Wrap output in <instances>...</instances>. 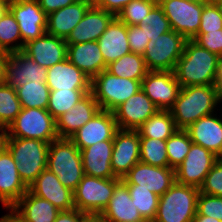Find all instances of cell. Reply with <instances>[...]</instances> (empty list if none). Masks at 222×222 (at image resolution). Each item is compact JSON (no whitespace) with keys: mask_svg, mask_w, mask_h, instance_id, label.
<instances>
[{"mask_svg":"<svg viewBox=\"0 0 222 222\" xmlns=\"http://www.w3.org/2000/svg\"><path fill=\"white\" fill-rule=\"evenodd\" d=\"M140 161V134L137 130L119 129L113 139L111 169L122 178Z\"/></svg>","mask_w":222,"mask_h":222,"instance_id":"cell-16","label":"cell"},{"mask_svg":"<svg viewBox=\"0 0 222 222\" xmlns=\"http://www.w3.org/2000/svg\"><path fill=\"white\" fill-rule=\"evenodd\" d=\"M159 109L140 89L114 111L115 120L121 130H137Z\"/></svg>","mask_w":222,"mask_h":222,"instance_id":"cell-18","label":"cell"},{"mask_svg":"<svg viewBox=\"0 0 222 222\" xmlns=\"http://www.w3.org/2000/svg\"><path fill=\"white\" fill-rule=\"evenodd\" d=\"M26 222H54L60 210L29 190L13 206Z\"/></svg>","mask_w":222,"mask_h":222,"instance_id":"cell-31","label":"cell"},{"mask_svg":"<svg viewBox=\"0 0 222 222\" xmlns=\"http://www.w3.org/2000/svg\"><path fill=\"white\" fill-rule=\"evenodd\" d=\"M192 143L189 134L183 129H177L176 132L166 140L169 168L175 169L183 162Z\"/></svg>","mask_w":222,"mask_h":222,"instance_id":"cell-40","label":"cell"},{"mask_svg":"<svg viewBox=\"0 0 222 222\" xmlns=\"http://www.w3.org/2000/svg\"><path fill=\"white\" fill-rule=\"evenodd\" d=\"M177 130L174 119L169 110H158L137 131L140 137L167 140Z\"/></svg>","mask_w":222,"mask_h":222,"instance_id":"cell-32","label":"cell"},{"mask_svg":"<svg viewBox=\"0 0 222 222\" xmlns=\"http://www.w3.org/2000/svg\"><path fill=\"white\" fill-rule=\"evenodd\" d=\"M141 89L159 110H170L181 86L174 71H149L141 81Z\"/></svg>","mask_w":222,"mask_h":222,"instance_id":"cell-15","label":"cell"},{"mask_svg":"<svg viewBox=\"0 0 222 222\" xmlns=\"http://www.w3.org/2000/svg\"><path fill=\"white\" fill-rule=\"evenodd\" d=\"M193 144L200 145L222 158V119L213 114L204 116L187 129Z\"/></svg>","mask_w":222,"mask_h":222,"instance_id":"cell-26","label":"cell"},{"mask_svg":"<svg viewBox=\"0 0 222 222\" xmlns=\"http://www.w3.org/2000/svg\"><path fill=\"white\" fill-rule=\"evenodd\" d=\"M115 16L101 8L94 6L89 7L84 17L71 31L65 40L67 44H78L88 41H98L104 33L108 24Z\"/></svg>","mask_w":222,"mask_h":222,"instance_id":"cell-22","label":"cell"},{"mask_svg":"<svg viewBox=\"0 0 222 222\" xmlns=\"http://www.w3.org/2000/svg\"><path fill=\"white\" fill-rule=\"evenodd\" d=\"M28 190L32 194L49 201L60 211L75 208L73 191L66 188L48 168L39 174Z\"/></svg>","mask_w":222,"mask_h":222,"instance_id":"cell-19","label":"cell"},{"mask_svg":"<svg viewBox=\"0 0 222 222\" xmlns=\"http://www.w3.org/2000/svg\"><path fill=\"white\" fill-rule=\"evenodd\" d=\"M91 90H50L47 111L56 120L73 108Z\"/></svg>","mask_w":222,"mask_h":222,"instance_id":"cell-36","label":"cell"},{"mask_svg":"<svg viewBox=\"0 0 222 222\" xmlns=\"http://www.w3.org/2000/svg\"><path fill=\"white\" fill-rule=\"evenodd\" d=\"M141 222H153L152 220H142Z\"/></svg>","mask_w":222,"mask_h":222,"instance_id":"cell-60","label":"cell"},{"mask_svg":"<svg viewBox=\"0 0 222 222\" xmlns=\"http://www.w3.org/2000/svg\"><path fill=\"white\" fill-rule=\"evenodd\" d=\"M218 160L219 157L213 152L192 143L183 162L175 168V181L182 185L200 188L206 175Z\"/></svg>","mask_w":222,"mask_h":222,"instance_id":"cell-11","label":"cell"},{"mask_svg":"<svg viewBox=\"0 0 222 222\" xmlns=\"http://www.w3.org/2000/svg\"><path fill=\"white\" fill-rule=\"evenodd\" d=\"M196 212L222 222V197L199 193Z\"/></svg>","mask_w":222,"mask_h":222,"instance_id":"cell-44","label":"cell"},{"mask_svg":"<svg viewBox=\"0 0 222 222\" xmlns=\"http://www.w3.org/2000/svg\"><path fill=\"white\" fill-rule=\"evenodd\" d=\"M91 5L92 1L90 0H78L49 13L46 33L66 40Z\"/></svg>","mask_w":222,"mask_h":222,"instance_id":"cell-25","label":"cell"},{"mask_svg":"<svg viewBox=\"0 0 222 222\" xmlns=\"http://www.w3.org/2000/svg\"><path fill=\"white\" fill-rule=\"evenodd\" d=\"M222 29V5L206 3L203 6L198 33L213 32Z\"/></svg>","mask_w":222,"mask_h":222,"instance_id":"cell-43","label":"cell"},{"mask_svg":"<svg viewBox=\"0 0 222 222\" xmlns=\"http://www.w3.org/2000/svg\"><path fill=\"white\" fill-rule=\"evenodd\" d=\"M187 39L170 30L152 38L145 49L143 58L149 71H174L182 56Z\"/></svg>","mask_w":222,"mask_h":222,"instance_id":"cell-8","label":"cell"},{"mask_svg":"<svg viewBox=\"0 0 222 222\" xmlns=\"http://www.w3.org/2000/svg\"><path fill=\"white\" fill-rule=\"evenodd\" d=\"M99 110L98 102L93 94L87 93L73 108L56 119V130L59 138H70Z\"/></svg>","mask_w":222,"mask_h":222,"instance_id":"cell-23","label":"cell"},{"mask_svg":"<svg viewBox=\"0 0 222 222\" xmlns=\"http://www.w3.org/2000/svg\"><path fill=\"white\" fill-rule=\"evenodd\" d=\"M120 182L119 178L84 175L73 192L75 209L83 213H102Z\"/></svg>","mask_w":222,"mask_h":222,"instance_id":"cell-9","label":"cell"},{"mask_svg":"<svg viewBox=\"0 0 222 222\" xmlns=\"http://www.w3.org/2000/svg\"><path fill=\"white\" fill-rule=\"evenodd\" d=\"M54 222H81V211L75 208L60 211Z\"/></svg>","mask_w":222,"mask_h":222,"instance_id":"cell-50","label":"cell"},{"mask_svg":"<svg viewBox=\"0 0 222 222\" xmlns=\"http://www.w3.org/2000/svg\"><path fill=\"white\" fill-rule=\"evenodd\" d=\"M200 193L222 197V158L213 165L206 175Z\"/></svg>","mask_w":222,"mask_h":222,"instance_id":"cell-45","label":"cell"},{"mask_svg":"<svg viewBox=\"0 0 222 222\" xmlns=\"http://www.w3.org/2000/svg\"><path fill=\"white\" fill-rule=\"evenodd\" d=\"M28 191L9 150L0 155V201L3 207H13Z\"/></svg>","mask_w":222,"mask_h":222,"instance_id":"cell-21","label":"cell"},{"mask_svg":"<svg viewBox=\"0 0 222 222\" xmlns=\"http://www.w3.org/2000/svg\"><path fill=\"white\" fill-rule=\"evenodd\" d=\"M6 56H7L6 53L0 51V82H2L3 80V62Z\"/></svg>","mask_w":222,"mask_h":222,"instance_id":"cell-56","label":"cell"},{"mask_svg":"<svg viewBox=\"0 0 222 222\" xmlns=\"http://www.w3.org/2000/svg\"><path fill=\"white\" fill-rule=\"evenodd\" d=\"M78 0H38L41 9L48 15L49 13L71 5Z\"/></svg>","mask_w":222,"mask_h":222,"instance_id":"cell-49","label":"cell"},{"mask_svg":"<svg viewBox=\"0 0 222 222\" xmlns=\"http://www.w3.org/2000/svg\"><path fill=\"white\" fill-rule=\"evenodd\" d=\"M48 69L40 66L22 50L9 53L3 62V82L18 88L27 82H46Z\"/></svg>","mask_w":222,"mask_h":222,"instance_id":"cell-12","label":"cell"},{"mask_svg":"<svg viewBox=\"0 0 222 222\" xmlns=\"http://www.w3.org/2000/svg\"><path fill=\"white\" fill-rule=\"evenodd\" d=\"M7 131L9 137L38 139L48 143L59 139L56 120L41 108H22Z\"/></svg>","mask_w":222,"mask_h":222,"instance_id":"cell-7","label":"cell"},{"mask_svg":"<svg viewBox=\"0 0 222 222\" xmlns=\"http://www.w3.org/2000/svg\"><path fill=\"white\" fill-rule=\"evenodd\" d=\"M135 184L161 197L175 183V169L152 166L139 161L121 180Z\"/></svg>","mask_w":222,"mask_h":222,"instance_id":"cell-13","label":"cell"},{"mask_svg":"<svg viewBox=\"0 0 222 222\" xmlns=\"http://www.w3.org/2000/svg\"><path fill=\"white\" fill-rule=\"evenodd\" d=\"M141 81L121 78L103 70L91 80V93L101 110L113 112L141 89Z\"/></svg>","mask_w":222,"mask_h":222,"instance_id":"cell-6","label":"cell"},{"mask_svg":"<svg viewBox=\"0 0 222 222\" xmlns=\"http://www.w3.org/2000/svg\"><path fill=\"white\" fill-rule=\"evenodd\" d=\"M97 42L106 65L131 52L127 37V25L117 17L111 20Z\"/></svg>","mask_w":222,"mask_h":222,"instance_id":"cell-27","label":"cell"},{"mask_svg":"<svg viewBox=\"0 0 222 222\" xmlns=\"http://www.w3.org/2000/svg\"><path fill=\"white\" fill-rule=\"evenodd\" d=\"M22 108L47 109L50 90L46 82H27L15 88Z\"/></svg>","mask_w":222,"mask_h":222,"instance_id":"cell-35","label":"cell"},{"mask_svg":"<svg viewBox=\"0 0 222 222\" xmlns=\"http://www.w3.org/2000/svg\"><path fill=\"white\" fill-rule=\"evenodd\" d=\"M101 214L108 222H141L144 220L132 202L128 187L122 181L115 187L113 196Z\"/></svg>","mask_w":222,"mask_h":222,"instance_id":"cell-30","label":"cell"},{"mask_svg":"<svg viewBox=\"0 0 222 222\" xmlns=\"http://www.w3.org/2000/svg\"><path fill=\"white\" fill-rule=\"evenodd\" d=\"M207 1L192 0H158L171 29L192 39L200 28L203 6Z\"/></svg>","mask_w":222,"mask_h":222,"instance_id":"cell-10","label":"cell"},{"mask_svg":"<svg viewBox=\"0 0 222 222\" xmlns=\"http://www.w3.org/2000/svg\"><path fill=\"white\" fill-rule=\"evenodd\" d=\"M222 102L214 85L181 87L174 105L169 110L177 129H187L198 119L214 113Z\"/></svg>","mask_w":222,"mask_h":222,"instance_id":"cell-2","label":"cell"},{"mask_svg":"<svg viewBox=\"0 0 222 222\" xmlns=\"http://www.w3.org/2000/svg\"><path fill=\"white\" fill-rule=\"evenodd\" d=\"M21 50H23V41L18 23L12 12L7 9L0 18V51L9 54Z\"/></svg>","mask_w":222,"mask_h":222,"instance_id":"cell-34","label":"cell"},{"mask_svg":"<svg viewBox=\"0 0 222 222\" xmlns=\"http://www.w3.org/2000/svg\"><path fill=\"white\" fill-rule=\"evenodd\" d=\"M8 9L18 23L23 47L46 33L47 14L41 9L38 0H13Z\"/></svg>","mask_w":222,"mask_h":222,"instance_id":"cell-14","label":"cell"},{"mask_svg":"<svg viewBox=\"0 0 222 222\" xmlns=\"http://www.w3.org/2000/svg\"><path fill=\"white\" fill-rule=\"evenodd\" d=\"M199 188L175 183L160 197L153 222H192Z\"/></svg>","mask_w":222,"mask_h":222,"instance_id":"cell-5","label":"cell"},{"mask_svg":"<svg viewBox=\"0 0 222 222\" xmlns=\"http://www.w3.org/2000/svg\"><path fill=\"white\" fill-rule=\"evenodd\" d=\"M192 39L204 49L222 57V29L207 33H197Z\"/></svg>","mask_w":222,"mask_h":222,"instance_id":"cell-47","label":"cell"},{"mask_svg":"<svg viewBox=\"0 0 222 222\" xmlns=\"http://www.w3.org/2000/svg\"><path fill=\"white\" fill-rule=\"evenodd\" d=\"M192 222H221V221L211 218V217H208V216L199 215L196 212V215H195L194 219L192 220Z\"/></svg>","mask_w":222,"mask_h":222,"instance_id":"cell-55","label":"cell"},{"mask_svg":"<svg viewBox=\"0 0 222 222\" xmlns=\"http://www.w3.org/2000/svg\"><path fill=\"white\" fill-rule=\"evenodd\" d=\"M140 24L145 25L149 40L172 30L163 8L158 3L150 10L147 16L140 21Z\"/></svg>","mask_w":222,"mask_h":222,"instance_id":"cell-42","label":"cell"},{"mask_svg":"<svg viewBox=\"0 0 222 222\" xmlns=\"http://www.w3.org/2000/svg\"><path fill=\"white\" fill-rule=\"evenodd\" d=\"M22 51L48 69L67 58V43L65 39L45 33L24 44Z\"/></svg>","mask_w":222,"mask_h":222,"instance_id":"cell-20","label":"cell"},{"mask_svg":"<svg viewBox=\"0 0 222 222\" xmlns=\"http://www.w3.org/2000/svg\"><path fill=\"white\" fill-rule=\"evenodd\" d=\"M81 222H108L101 213L81 212Z\"/></svg>","mask_w":222,"mask_h":222,"instance_id":"cell-52","label":"cell"},{"mask_svg":"<svg viewBox=\"0 0 222 222\" xmlns=\"http://www.w3.org/2000/svg\"><path fill=\"white\" fill-rule=\"evenodd\" d=\"M128 187L132 202L144 220H154L160 197L135 184H125Z\"/></svg>","mask_w":222,"mask_h":222,"instance_id":"cell-39","label":"cell"},{"mask_svg":"<svg viewBox=\"0 0 222 222\" xmlns=\"http://www.w3.org/2000/svg\"><path fill=\"white\" fill-rule=\"evenodd\" d=\"M21 109L15 88L0 82V127L8 128Z\"/></svg>","mask_w":222,"mask_h":222,"instance_id":"cell-38","label":"cell"},{"mask_svg":"<svg viewBox=\"0 0 222 222\" xmlns=\"http://www.w3.org/2000/svg\"><path fill=\"white\" fill-rule=\"evenodd\" d=\"M49 90H91V79L67 58L48 68Z\"/></svg>","mask_w":222,"mask_h":222,"instance_id":"cell-24","label":"cell"},{"mask_svg":"<svg viewBox=\"0 0 222 222\" xmlns=\"http://www.w3.org/2000/svg\"><path fill=\"white\" fill-rule=\"evenodd\" d=\"M113 140L97 142L81 150L84 174L99 178H116L111 169Z\"/></svg>","mask_w":222,"mask_h":222,"instance_id":"cell-29","label":"cell"},{"mask_svg":"<svg viewBox=\"0 0 222 222\" xmlns=\"http://www.w3.org/2000/svg\"><path fill=\"white\" fill-rule=\"evenodd\" d=\"M108 72L112 75L132 80H142L149 72L143 55L130 52L117 61L107 65Z\"/></svg>","mask_w":222,"mask_h":222,"instance_id":"cell-33","label":"cell"},{"mask_svg":"<svg viewBox=\"0 0 222 222\" xmlns=\"http://www.w3.org/2000/svg\"><path fill=\"white\" fill-rule=\"evenodd\" d=\"M13 0H0V4L9 6Z\"/></svg>","mask_w":222,"mask_h":222,"instance_id":"cell-59","label":"cell"},{"mask_svg":"<svg viewBox=\"0 0 222 222\" xmlns=\"http://www.w3.org/2000/svg\"><path fill=\"white\" fill-rule=\"evenodd\" d=\"M7 9H8L7 5L0 4V18L6 12Z\"/></svg>","mask_w":222,"mask_h":222,"instance_id":"cell-57","label":"cell"},{"mask_svg":"<svg viewBox=\"0 0 222 222\" xmlns=\"http://www.w3.org/2000/svg\"><path fill=\"white\" fill-rule=\"evenodd\" d=\"M157 3L158 0H132L116 17L127 26L139 25Z\"/></svg>","mask_w":222,"mask_h":222,"instance_id":"cell-41","label":"cell"},{"mask_svg":"<svg viewBox=\"0 0 222 222\" xmlns=\"http://www.w3.org/2000/svg\"><path fill=\"white\" fill-rule=\"evenodd\" d=\"M67 59L91 80L107 69L97 41L67 44Z\"/></svg>","mask_w":222,"mask_h":222,"instance_id":"cell-28","label":"cell"},{"mask_svg":"<svg viewBox=\"0 0 222 222\" xmlns=\"http://www.w3.org/2000/svg\"><path fill=\"white\" fill-rule=\"evenodd\" d=\"M214 86L216 87L219 98L222 101V57L220 58V61H219V67H218L216 81H215Z\"/></svg>","mask_w":222,"mask_h":222,"instance_id":"cell-53","label":"cell"},{"mask_svg":"<svg viewBox=\"0 0 222 222\" xmlns=\"http://www.w3.org/2000/svg\"><path fill=\"white\" fill-rule=\"evenodd\" d=\"M5 209H10V213L3 215L0 218V222H26L14 207H5Z\"/></svg>","mask_w":222,"mask_h":222,"instance_id":"cell-51","label":"cell"},{"mask_svg":"<svg viewBox=\"0 0 222 222\" xmlns=\"http://www.w3.org/2000/svg\"><path fill=\"white\" fill-rule=\"evenodd\" d=\"M119 130L113 112L99 110L83 127L69 138L81 151L105 140H113Z\"/></svg>","mask_w":222,"mask_h":222,"instance_id":"cell-17","label":"cell"},{"mask_svg":"<svg viewBox=\"0 0 222 222\" xmlns=\"http://www.w3.org/2000/svg\"><path fill=\"white\" fill-rule=\"evenodd\" d=\"M130 1L132 0H93L92 4L112 13L116 17L122 8H124Z\"/></svg>","mask_w":222,"mask_h":222,"instance_id":"cell-48","label":"cell"},{"mask_svg":"<svg viewBox=\"0 0 222 222\" xmlns=\"http://www.w3.org/2000/svg\"><path fill=\"white\" fill-rule=\"evenodd\" d=\"M49 144L38 139L8 137L7 149L17 163L19 175L28 188L47 168Z\"/></svg>","mask_w":222,"mask_h":222,"instance_id":"cell-4","label":"cell"},{"mask_svg":"<svg viewBox=\"0 0 222 222\" xmlns=\"http://www.w3.org/2000/svg\"><path fill=\"white\" fill-rule=\"evenodd\" d=\"M8 137L7 128L0 127V155L7 149Z\"/></svg>","mask_w":222,"mask_h":222,"instance_id":"cell-54","label":"cell"},{"mask_svg":"<svg viewBox=\"0 0 222 222\" xmlns=\"http://www.w3.org/2000/svg\"><path fill=\"white\" fill-rule=\"evenodd\" d=\"M220 58L193 39H187L183 54L174 69L178 83L181 87L214 85Z\"/></svg>","mask_w":222,"mask_h":222,"instance_id":"cell-1","label":"cell"},{"mask_svg":"<svg viewBox=\"0 0 222 222\" xmlns=\"http://www.w3.org/2000/svg\"><path fill=\"white\" fill-rule=\"evenodd\" d=\"M47 168L73 192L85 175L81 151L69 138H59L49 144Z\"/></svg>","mask_w":222,"mask_h":222,"instance_id":"cell-3","label":"cell"},{"mask_svg":"<svg viewBox=\"0 0 222 222\" xmlns=\"http://www.w3.org/2000/svg\"><path fill=\"white\" fill-rule=\"evenodd\" d=\"M127 37L131 52L143 55L150 41L146 34L145 25L127 26Z\"/></svg>","mask_w":222,"mask_h":222,"instance_id":"cell-46","label":"cell"},{"mask_svg":"<svg viewBox=\"0 0 222 222\" xmlns=\"http://www.w3.org/2000/svg\"><path fill=\"white\" fill-rule=\"evenodd\" d=\"M140 161L152 166L169 167L166 140L140 137Z\"/></svg>","mask_w":222,"mask_h":222,"instance_id":"cell-37","label":"cell"},{"mask_svg":"<svg viewBox=\"0 0 222 222\" xmlns=\"http://www.w3.org/2000/svg\"><path fill=\"white\" fill-rule=\"evenodd\" d=\"M208 3L211 4H219L222 5V0H206Z\"/></svg>","mask_w":222,"mask_h":222,"instance_id":"cell-58","label":"cell"}]
</instances>
